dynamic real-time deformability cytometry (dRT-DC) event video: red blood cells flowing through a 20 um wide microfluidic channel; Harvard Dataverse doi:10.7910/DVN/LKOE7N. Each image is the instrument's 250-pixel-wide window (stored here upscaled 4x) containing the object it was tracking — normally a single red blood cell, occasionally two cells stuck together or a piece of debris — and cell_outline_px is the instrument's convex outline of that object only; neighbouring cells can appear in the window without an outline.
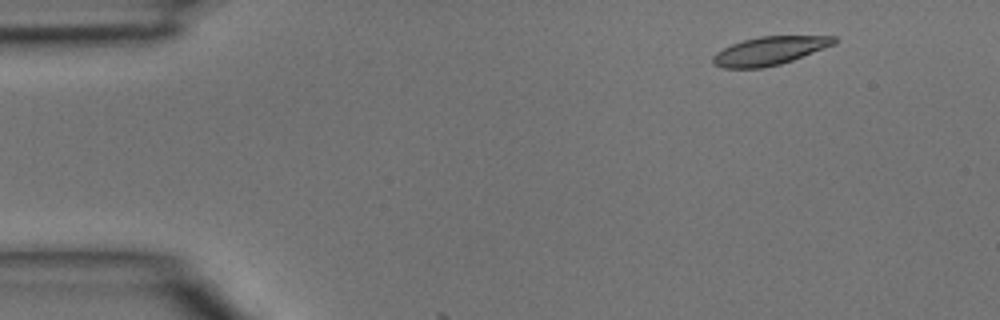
{"species": "common noctule bat (a hibernating species)", "species_latin": "Nyctalus noctula", "temperature_condition": "room temperature", "stored_images_in_passage": 3, "camera_frame_rate_fps": 3000, "um_per_image_px": 0.085, "animal": {"sex": "male", "body_mass_g": 15.6}, "frame": {"image": 1, "passage_image": 2, "time_ms": 0.333, "image_size_px": [1000, 320], "cell_outline_px": [[836, 44], [792, 60], [780, 64], [764, 68], [724, 68], [712, 64], [712, 56], [716, 52], [732, 44], [744, 40], [760, 36], [836, 36]], "centroid_in_image_um": [65.4, 4.32], "position_along_channel_um": 19.6, "area_um2": 20.0}}